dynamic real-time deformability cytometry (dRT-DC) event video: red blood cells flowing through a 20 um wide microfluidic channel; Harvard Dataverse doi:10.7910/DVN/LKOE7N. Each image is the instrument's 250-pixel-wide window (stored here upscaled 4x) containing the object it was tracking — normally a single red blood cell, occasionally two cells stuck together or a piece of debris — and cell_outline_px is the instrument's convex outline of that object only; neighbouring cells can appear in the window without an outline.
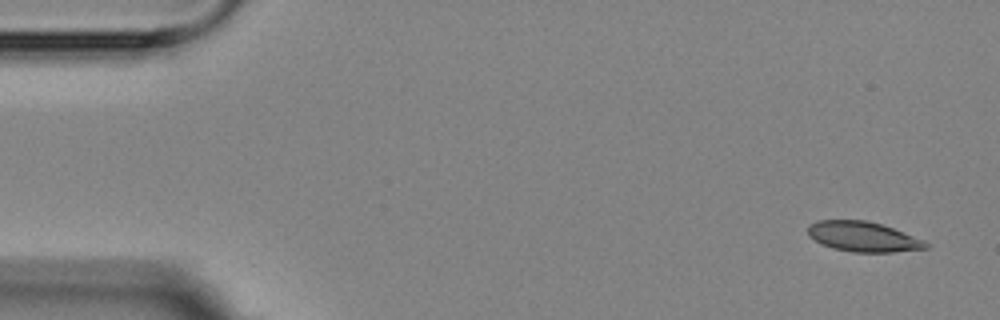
{"species": "Egyptian fruit bat (a non-hibernating species)", "species_latin": "Rousettus aegyptiacus", "temperature_condition": "room temperature", "stored_images_in_passage": 4, "camera_frame_rate_fps": 3000, "um_per_image_px": 0.085, "animal": {"sex": "female"}, "frame": {"image": 1, "passage_image": 1, "time_ms": 0.0, "image_size_px": [1000, 320], "cell_outline_px": [[932, 244], [928, 248], [892, 252], [852, 252], [832, 248], [820, 244], [808, 236], [808, 224], [816, 220], [868, 220], [892, 228], [924, 240]], "centroid_in_image_um": [73.34, 20.12], "position_along_channel_um": 11.7, "area_um2": 20.81}}